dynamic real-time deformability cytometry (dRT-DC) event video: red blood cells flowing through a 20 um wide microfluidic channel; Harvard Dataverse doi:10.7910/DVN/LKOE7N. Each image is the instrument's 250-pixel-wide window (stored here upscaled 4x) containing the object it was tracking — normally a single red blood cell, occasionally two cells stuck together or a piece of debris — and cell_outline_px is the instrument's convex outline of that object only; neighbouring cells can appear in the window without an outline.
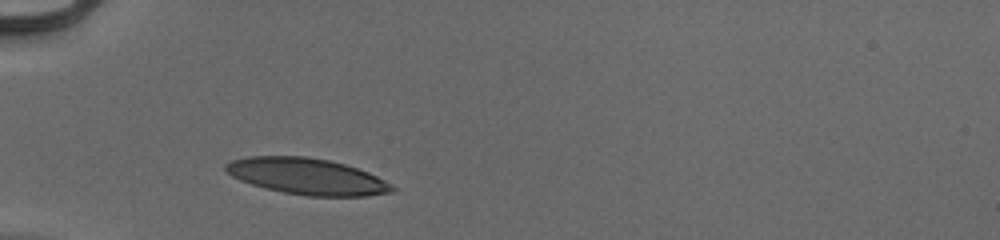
{"species": "human", "species_latin": "Homo sapiens", "temperature_condition": "cold", "stored_images_in_passage": 29, "camera_frame_rate_fps": 3000, "um_per_image_px": 0.085, "donor": {"sex": "male"}, "frame": {"image": 1, "passage_image": 1, "time_ms": 0.0, "image_size_px": [1000, 240], "cell_outline_px": [[396, 188], [392, 192], [368, 196], [308, 196], [284, 192], [264, 188], [240, 180], [232, 176], [224, 168], [224, 164], [232, 160], [248, 156], [304, 156], [328, 160], [344, 164], [368, 172], [384, 180]], "centroid_in_image_um": [26.08, 14.99], "position_along_channel_um": 58.9, "area_um2": 35.03}}
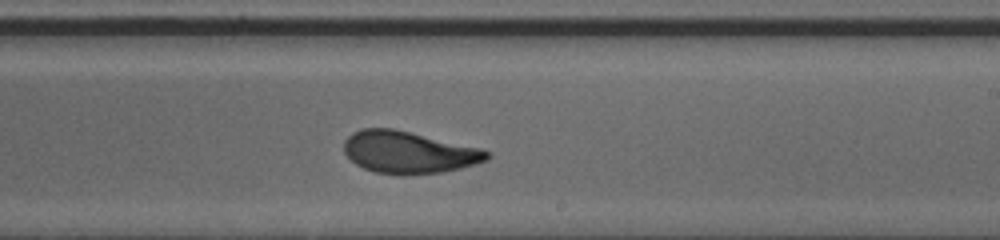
{"frame": {"image": 2, "passage_image": 17, "time_ms": 5.333, "image_size_px": [1000, 240], "cell_outline_px": [[492, 156], [488, 160], [476, 164], [460, 168], [440, 172], [404, 176], [376, 172], [364, 168], [356, 164], [344, 152], [344, 140], [352, 132], [360, 128], [392, 128], [480, 148], [488, 152]], "centroid_in_image_um": [34.72, 12.95], "position_along_channel_um": 254.3, "area_um2": 35.03}}
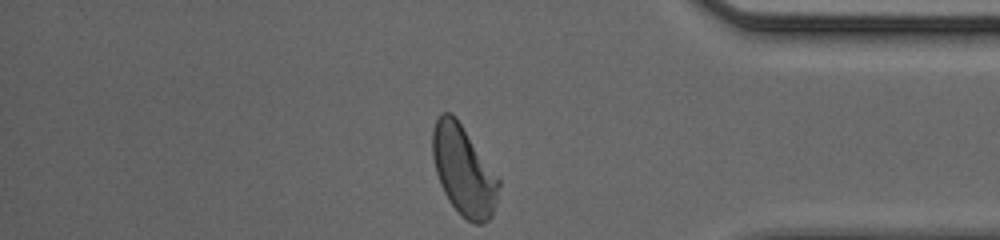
{"frame": {"image": 3, "passage_image": 29, "time_ms": 9.333, "image_size_px": [1000, 240], "cell_outline_px": [[500, 184], [492, 216], [488, 220], [480, 224], [472, 224], [460, 216], [448, 200], [440, 184], [436, 172], [432, 156], [432, 128], [440, 112], [452, 112], [456, 116], [500, 176]], "centroid_in_image_um": [39.42, 14.47], "position_along_channel_um": 395.8, "area_um2": 35.37}, "authors_computed_cell_mechanics": {"area_um2": 35.258, "velocity_mm_per_s": 3.9405, "shape_relaxation_time_tau1_ms": 3.8416, "shape_relaxation_time_tau2_ms": 1.0676, "deformation_change_tau1": 0.1536, "deformation_change_tau2": 0.0701}}